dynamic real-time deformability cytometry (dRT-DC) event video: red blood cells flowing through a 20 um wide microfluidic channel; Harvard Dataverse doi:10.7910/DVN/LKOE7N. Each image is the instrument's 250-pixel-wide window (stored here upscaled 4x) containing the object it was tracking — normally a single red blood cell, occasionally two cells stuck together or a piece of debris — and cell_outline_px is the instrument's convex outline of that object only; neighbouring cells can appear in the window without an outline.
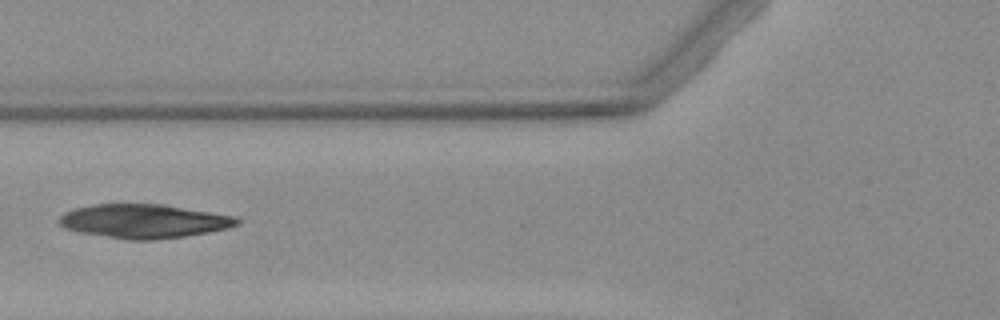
{"species": "Egyptian fruit bat (a non-hibernating species)", "species_latin": "Rousettus aegyptiacus", "temperature_condition": "warm", "stored_images_in_passage": 4, "camera_frame_rate_fps": 3000, "um_per_image_px": 0.085, "animal": {"sex": "female"}, "frame": {"image": 1, "passage_image": 3, "time_ms": 2.667, "image_size_px": [1000, 320], "cell_outline_px": [[240, 224], [228, 228], [208, 232], [184, 236], [156, 240], [128, 240], [80, 232], [68, 228], [60, 224], [56, 220], [64, 212], [76, 208], [92, 204], [164, 204], [236, 216], [240, 220]], "centroid_in_image_um": [12.25, 18.79], "position_along_channel_um": 113.5, "area_um2": 35.2}}
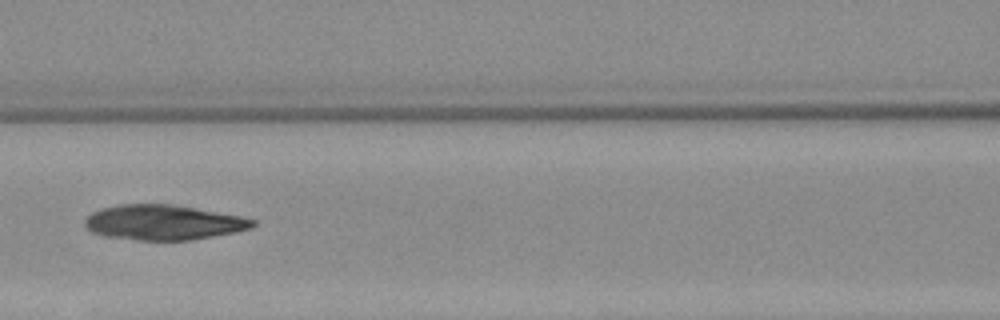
{"frame": {"image": 2, "passage_image": 4, "time_ms": 3.667, "image_size_px": [1000, 320], "cell_outline_px": [[256, 224], [252, 228], [236, 232], [192, 240], [136, 240], [104, 236], [92, 232], [84, 224], [84, 220], [92, 212], [100, 208], [120, 204], [172, 204], [240, 216], [256, 220]], "centroid_in_image_um": [13.88, 18.91], "position_along_channel_um": 152.7, "area_um2": 34.33}}